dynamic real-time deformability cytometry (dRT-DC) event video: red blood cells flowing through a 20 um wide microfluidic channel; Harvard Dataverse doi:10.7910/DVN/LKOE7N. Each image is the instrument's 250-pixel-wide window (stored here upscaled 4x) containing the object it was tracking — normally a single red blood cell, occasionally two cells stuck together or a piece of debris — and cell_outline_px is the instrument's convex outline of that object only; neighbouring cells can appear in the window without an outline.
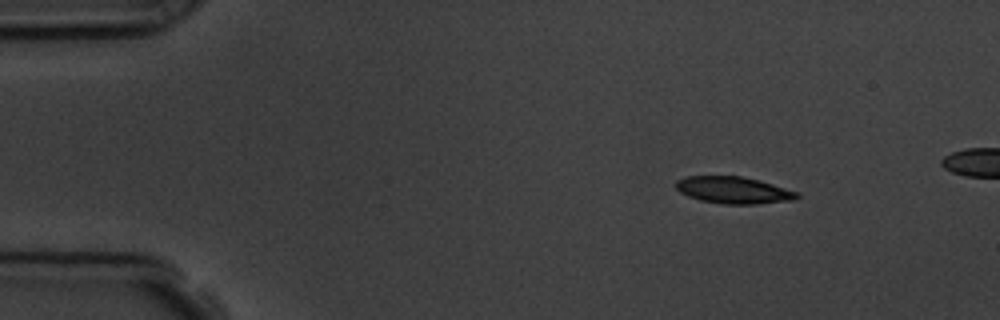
{"species": "common noctule bat (a hibernating species)", "species_latin": "Nyctalus noctula", "temperature_condition": "room temperature", "stored_images_in_passage": 4, "camera_frame_rate_fps": 3000, "um_per_image_px": 0.085, "animal": {"sex": "male", "body_mass_g": 19.5, "forearm_length_mm": 54.6}, "frame": {"image": 1, "passage_image": 1, "time_ms": 0.0, "image_size_px": [1000, 320], "cell_outline_px": [[800, 196], [796, 200], [756, 204], [724, 204], [700, 200], [688, 196], [680, 192], [676, 188], [676, 180], [688, 176], [740, 176], [760, 180], [800, 192]], "centroid_in_image_um": [62.4, 16.16], "position_along_channel_um": 22.6, "area_um2": 19.13}}